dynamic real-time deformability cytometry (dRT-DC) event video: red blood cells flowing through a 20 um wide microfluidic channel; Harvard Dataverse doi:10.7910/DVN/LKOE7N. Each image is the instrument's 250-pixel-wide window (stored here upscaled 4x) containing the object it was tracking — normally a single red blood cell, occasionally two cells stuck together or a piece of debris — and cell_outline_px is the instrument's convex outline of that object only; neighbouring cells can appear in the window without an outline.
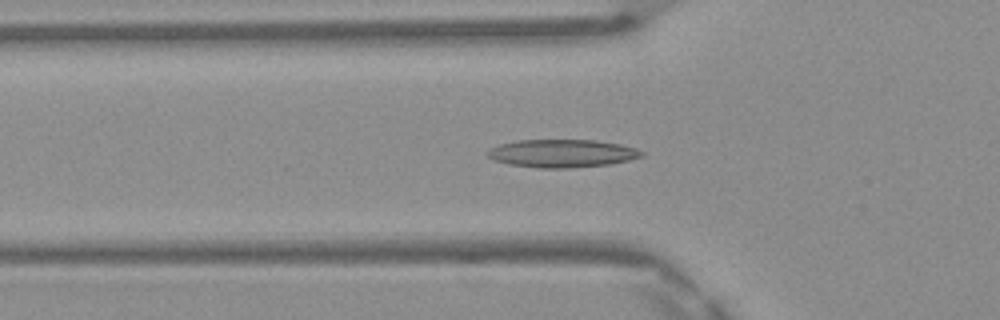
{"species": "Egyptian fruit bat (a non-hibernating species)", "species_latin": "Rousettus aegyptiacus", "temperature_condition": "warm", "stored_images_in_passage": 42, "camera_frame_rate_fps": 3000, "um_per_image_px": 0.085, "frame": {"image": 1, "passage_image": 10, "time_ms": 3.0, "image_size_px": [1000, 320], "cell_outline_px": [[644, 156], [628, 160], [608, 164], [568, 168], [540, 168], [508, 164], [492, 160], [488, 156], [488, 148], [500, 144], [516, 140], [596, 140], [620, 144], [636, 148], [644, 152]], "centroid_in_image_um": [47.76, 13.03], "position_along_channel_um": 78.0, "area_um2": 25.14}}
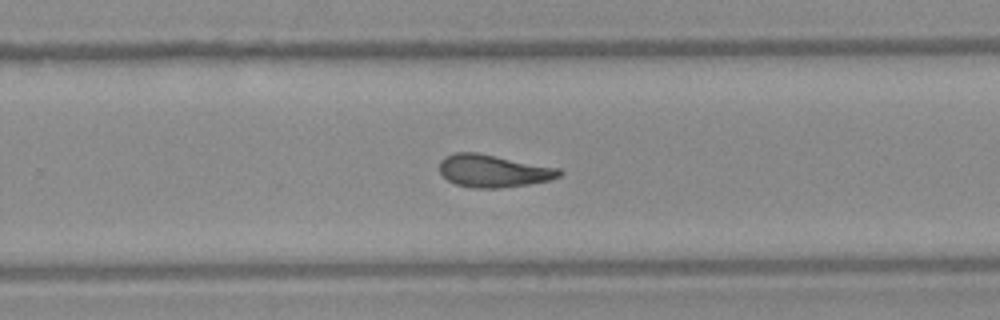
{"frame": {"image": 2, "passage_image": 25, "time_ms": 8.0, "image_size_px": [1000, 320], "cell_outline_px": [[564, 172], [560, 176], [548, 180], [528, 184], [496, 188], [472, 188], [456, 184], [448, 180], [440, 172], [440, 160], [444, 156], [456, 152], [476, 152], [560, 168]], "centroid_in_image_um": [41.92, 14.52], "position_along_channel_um": 287.9, "area_um2": 22.66}}
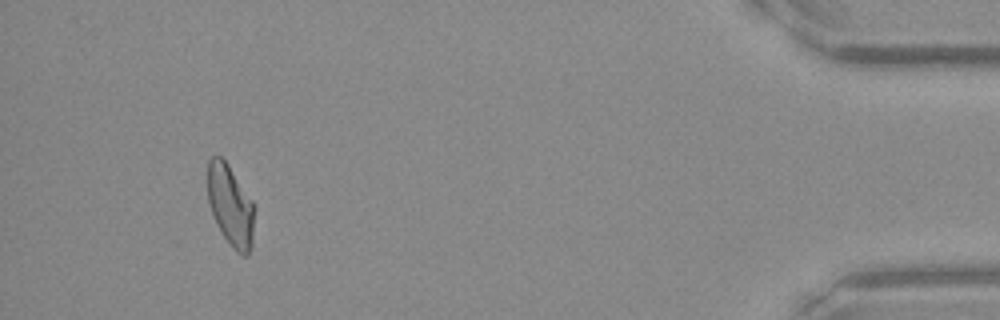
{"frame": {"image": 3, "passage_image": 39, "time_ms": 12.667, "image_size_px": [1000, 320], "cell_outline_px": [[252, 248], [248, 256], [244, 256], [236, 252], [232, 248], [224, 236], [212, 212], [208, 200], [208, 160], [212, 156], [220, 156], [228, 164], [252, 200]], "centroid_in_image_um": [19.58, 17.47], "position_along_channel_um": 415.6, "area_um2": 21.56}, "authors_computed_cell_mechanics": {"area_um2": 22.542, "velocity_mm_per_s": 4.1809, "shape_relaxation_time_tau1_ms": null, "shape_relaxation_time_tau2_ms": 3.0703, "deformation_change_tau1": null, "deformation_change_tau2": 0.1125}}